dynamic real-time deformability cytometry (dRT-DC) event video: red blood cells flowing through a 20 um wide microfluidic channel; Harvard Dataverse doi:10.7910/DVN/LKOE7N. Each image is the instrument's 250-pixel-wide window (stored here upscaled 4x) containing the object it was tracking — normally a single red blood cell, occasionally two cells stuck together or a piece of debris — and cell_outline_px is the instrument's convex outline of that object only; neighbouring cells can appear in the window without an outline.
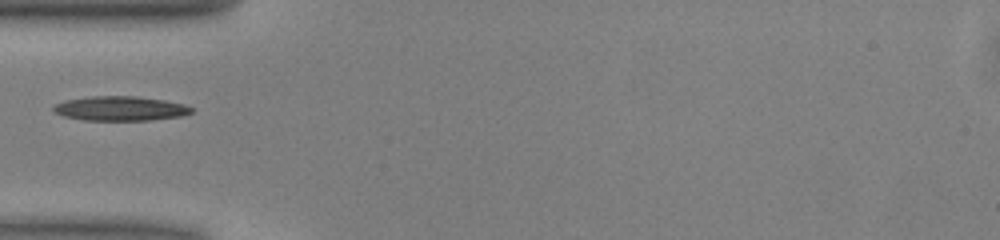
{"species": "common noctule bat (a hibernating species)", "species_latin": "Nyctalus noctula", "temperature_condition": "warm", "stored_images_in_passage": 36, "camera_frame_rate_fps": 3000, "um_per_image_px": 0.085, "animal": {"sex": "male", "body_mass_g": 13.0, "forearm_length_mm": 53.1}, "frame": {"image": 1, "passage_image": 1, "time_ms": 0.0, "image_size_px": [1000, 240], "cell_outline_px": [[192, 112], [180, 116], [148, 120], [84, 120], [64, 116], [52, 112], [52, 108], [56, 104], [64, 100], [92, 96], [136, 96], [164, 100], [184, 104], [192, 108]], "centroid_in_image_um": [10.18, 9.22], "position_along_channel_um": 74.8, "area_um2": 19.59}}
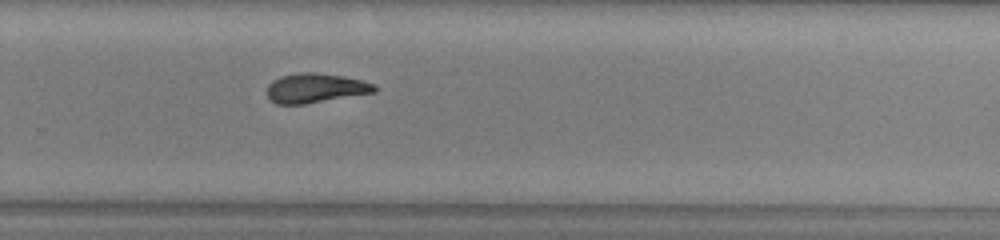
{"frame": {"image": 2, "passage_image": 18, "time_ms": 5.667, "image_size_px": [1000, 240], "cell_outline_px": [[376, 92], [304, 104], [276, 104], [268, 100], [268, 84], [272, 80], [280, 76], [300, 72], [316, 72], [340, 76], [360, 80], [376, 84]], "centroid_in_image_um": [26.78, 7.49], "position_along_channel_um": 303.0, "area_um2": 18.44}}
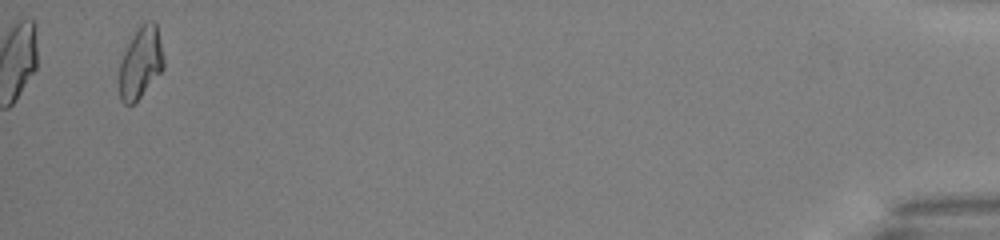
{"frame": {"image": 3, "passage_image": 34, "time_ms": 11.0, "image_size_px": [1000, 240], "cell_outline_px": [[164, 68], [140, 96], [132, 104], [124, 104], [120, 100], [120, 60], [132, 36], [140, 24], [144, 20], [156, 20], [164, 60]], "centroid_in_image_um": [11.96, 5.26], "position_along_channel_um": 423.2, "area_um2": 18.38}}